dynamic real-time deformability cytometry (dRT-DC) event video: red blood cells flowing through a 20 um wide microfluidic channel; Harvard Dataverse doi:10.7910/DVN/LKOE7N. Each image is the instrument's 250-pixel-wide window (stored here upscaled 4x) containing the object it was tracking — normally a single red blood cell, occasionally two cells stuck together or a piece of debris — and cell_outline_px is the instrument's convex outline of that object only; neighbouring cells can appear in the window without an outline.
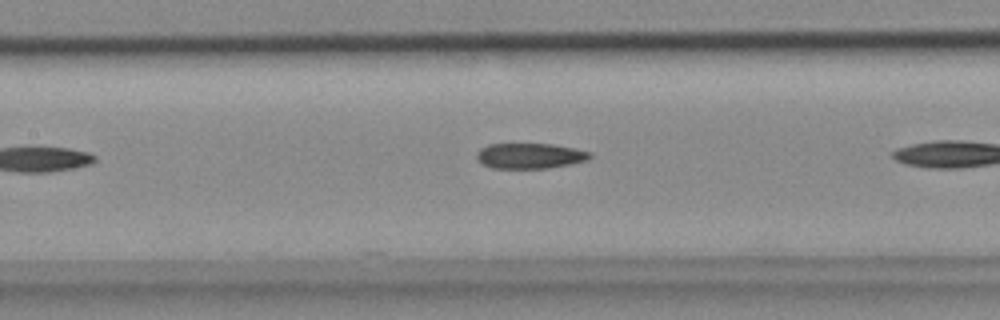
{"species": "common noctule bat (a hibernating species)", "species_latin": "Nyctalus noctula", "temperature_condition": "cold", "stored_images_in_passage": 7, "camera_frame_rate_fps": 3000, "um_per_image_px": 0.085, "animal": {"sex": "female", "body_mass_g": 18.4}, "frame": {"image": 1, "passage_image": 5, "time_ms": 1.333, "image_size_px": [1000, 320], "cell_outline_px": [[592, 156], [588, 160], [572, 164], [548, 168], [492, 168], [484, 164], [476, 156], [476, 152], [480, 148], [488, 144], [552, 144], [592, 152]], "centroid_in_image_um": [45.06, 13.24], "position_along_channel_um": 162.3, "area_um2": 16.76}}